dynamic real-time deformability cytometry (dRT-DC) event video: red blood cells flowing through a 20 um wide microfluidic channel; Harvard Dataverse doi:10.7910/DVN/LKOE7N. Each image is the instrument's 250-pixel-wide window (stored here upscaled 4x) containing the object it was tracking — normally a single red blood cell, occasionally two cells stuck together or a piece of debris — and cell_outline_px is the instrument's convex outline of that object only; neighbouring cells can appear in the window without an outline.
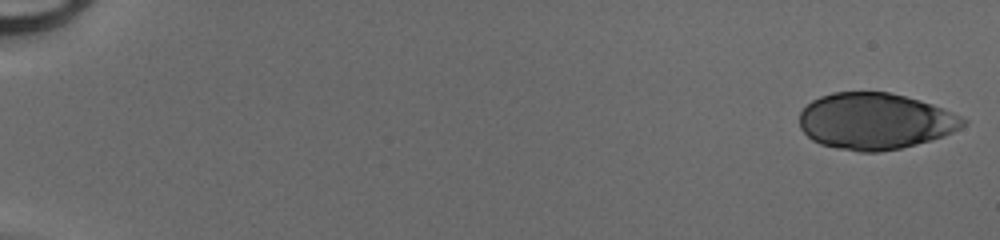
{"species": "human", "species_latin": "Homo sapiens", "temperature_condition": "cold", "stored_images_in_passage": 26, "camera_frame_rate_fps": 3000, "um_per_image_px": 0.085, "donor": {"sex": "male"}, "frame": {"image": 1, "passage_image": 1, "time_ms": 0.0, "image_size_px": [1000, 240], "cell_outline_px": [[968, 120], [960, 128], [944, 136], [916, 144], [900, 148], [880, 152], [860, 152], [836, 148], [820, 144], [812, 140], [800, 128], [800, 112], [812, 100], [820, 96], [832, 92], [888, 92], [920, 100], [932, 104], [960, 116]], "centroid_in_image_um": [74.36, 10.3], "position_along_channel_um": 10.6, "area_um2": 53.64}}
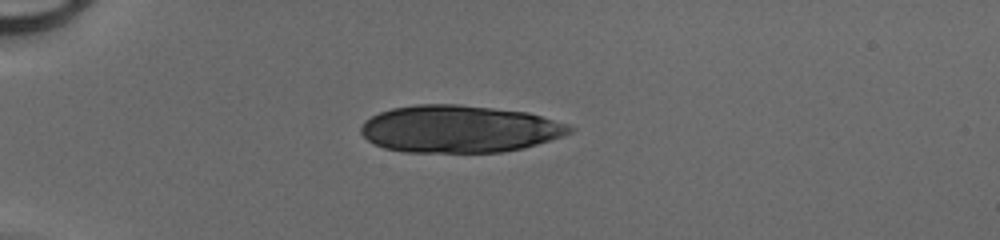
{"frame": {"image": 2, "passage_image": 14, "time_ms": 4.333, "image_size_px": [1000, 240], "cell_outline_px": [[576, 128], [572, 132], [524, 148], [504, 152], [404, 152], [384, 148], [372, 144], [360, 132], [360, 128], [364, 120], [380, 112], [392, 108], [416, 104], [456, 104], [528, 112], [568, 124]], "centroid_in_image_um": [39.01, 10.96], "position_along_channel_um": 46.0, "area_um2": 57.57}}